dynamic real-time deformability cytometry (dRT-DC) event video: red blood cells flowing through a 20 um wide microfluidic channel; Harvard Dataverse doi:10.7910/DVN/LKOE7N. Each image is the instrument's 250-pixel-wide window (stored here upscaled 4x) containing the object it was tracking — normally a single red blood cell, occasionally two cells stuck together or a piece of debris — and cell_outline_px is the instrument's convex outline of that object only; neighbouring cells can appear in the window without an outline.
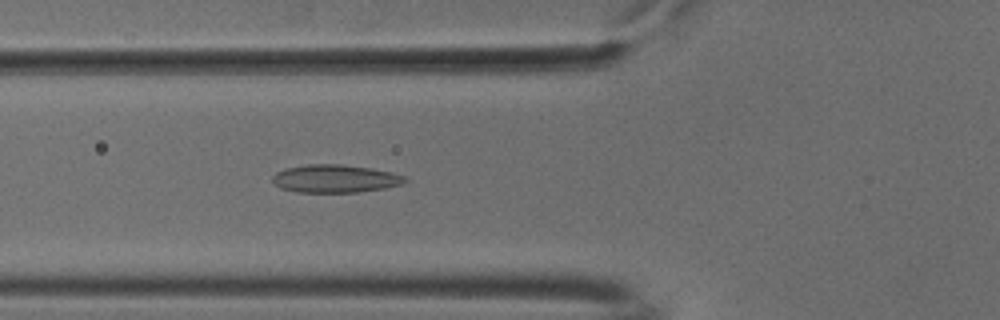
{"species": "common noctule bat (a hibernating species)", "species_latin": "Nyctalus noctula", "temperature_condition": "cold", "stored_images_in_passage": 21, "camera_frame_rate_fps": 3000, "um_per_image_px": 0.085, "animal": {"sex": "male", "body_mass_g": 18.8}, "frame": {"image": 1, "passage_image": 20, "time_ms": 6.333, "image_size_px": [1000, 320], "cell_outline_px": [[408, 180], [404, 184], [384, 188], [356, 192], [296, 192], [280, 188], [272, 180], [272, 176], [276, 172], [284, 168], [308, 164], [340, 164], [372, 168], [392, 172], [404, 176]], "centroid_in_image_um": [28.48, 15.18], "position_along_channel_um": 97.3, "area_um2": 21.68}}